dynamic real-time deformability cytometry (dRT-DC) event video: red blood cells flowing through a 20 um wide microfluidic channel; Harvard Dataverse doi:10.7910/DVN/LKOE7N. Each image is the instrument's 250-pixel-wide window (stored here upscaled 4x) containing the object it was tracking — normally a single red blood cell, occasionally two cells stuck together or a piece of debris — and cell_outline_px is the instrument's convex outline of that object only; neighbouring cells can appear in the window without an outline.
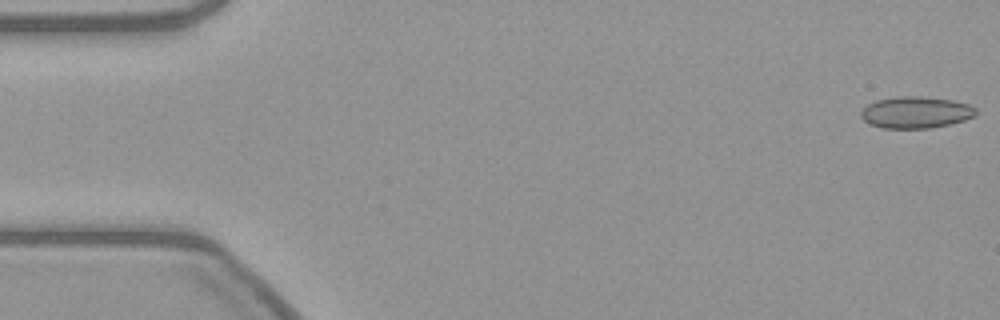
{"species": "common noctule bat (a hibernating species)", "species_latin": "Nyctalus noctula", "temperature_condition": "warm", "stored_images_in_passage": 55, "camera_frame_rate_fps": 3000, "um_per_image_px": 0.085, "animal": {"sex": "female", "body_mass_g": 21.9}, "frame": {"image": 1, "passage_image": 1, "time_ms": 0.0, "image_size_px": [1000, 320], "cell_outline_px": [[976, 116], [964, 120], [948, 124], [928, 128], [880, 128], [868, 124], [860, 116], [860, 112], [868, 104], [876, 100], [900, 96], [920, 96], [952, 100], [968, 104], [976, 108]], "centroid_in_image_um": [77.82, 9.55], "position_along_channel_um": 7.2, "area_um2": 21.21}}
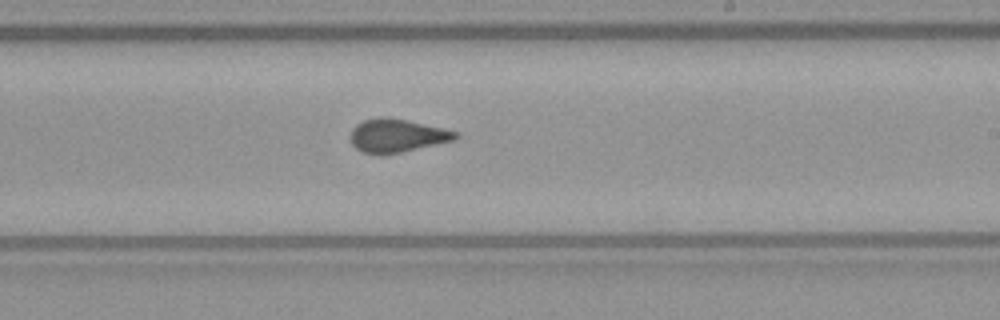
{"frame": {"image": 2, "passage_image": 32, "time_ms": 10.333, "image_size_px": [1000, 320], "cell_outline_px": [[460, 136], [456, 140], [384, 156], [380, 156], [364, 152], [356, 148], [352, 144], [352, 128], [356, 124], [364, 120], [404, 120], [440, 128], [456, 132]], "centroid_in_image_um": [33.76, 11.6], "position_along_channel_um": 255.2, "area_um2": 19.65}}
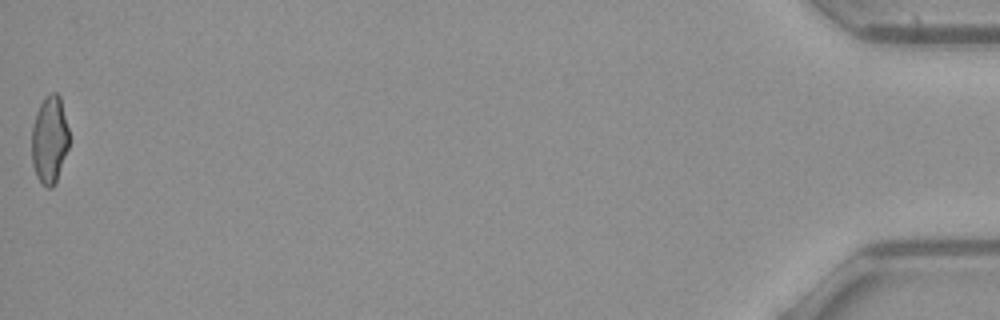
{"frame": {"image": 3, "passage_image": 55, "time_ms": 18.0, "image_size_px": [1000, 320], "cell_outline_px": [[68, 148], [56, 184], [52, 188], [48, 188], [36, 176], [32, 164], [32, 128], [36, 112], [44, 96], [52, 92], [56, 92], [60, 96], [68, 128]], "centroid_in_image_um": [4.21, 11.87], "position_along_channel_um": 431.0, "area_um2": 19.13}}